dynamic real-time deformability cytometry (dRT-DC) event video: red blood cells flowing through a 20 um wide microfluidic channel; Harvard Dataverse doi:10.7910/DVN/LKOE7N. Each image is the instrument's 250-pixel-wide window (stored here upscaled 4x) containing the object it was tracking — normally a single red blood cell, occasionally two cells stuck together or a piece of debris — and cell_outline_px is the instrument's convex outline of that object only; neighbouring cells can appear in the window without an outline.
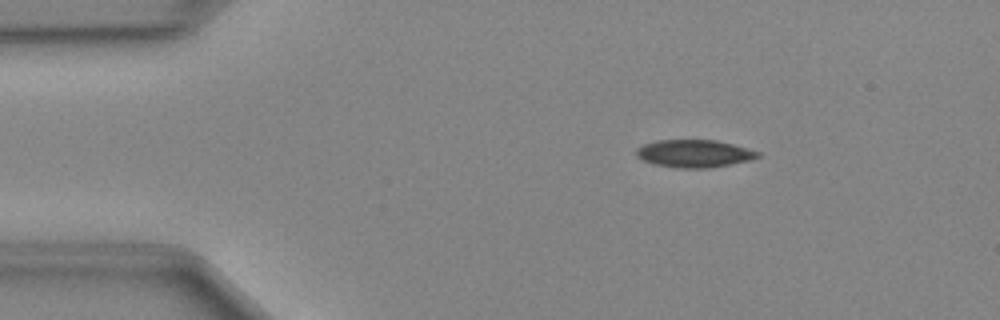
{"species": "Egyptian fruit bat (a non-hibernating species)", "species_latin": "Rousettus aegyptiacus", "temperature_condition": "cold", "stored_images_in_passage": 48, "camera_frame_rate_fps": 3000, "um_per_image_px": 0.085, "animal": {"sex": "female"}, "frame": {"image": 1, "passage_image": 8, "time_ms": 2.333, "image_size_px": [1000, 320], "cell_outline_px": [[760, 156], [752, 160], [708, 168], [676, 168], [656, 164], [644, 160], [636, 156], [636, 148], [644, 144], [656, 140], [716, 140], [732, 144], [760, 152]], "centroid_in_image_um": [59.01, 13.05], "position_along_channel_um": 26.0, "area_um2": 19.48}}
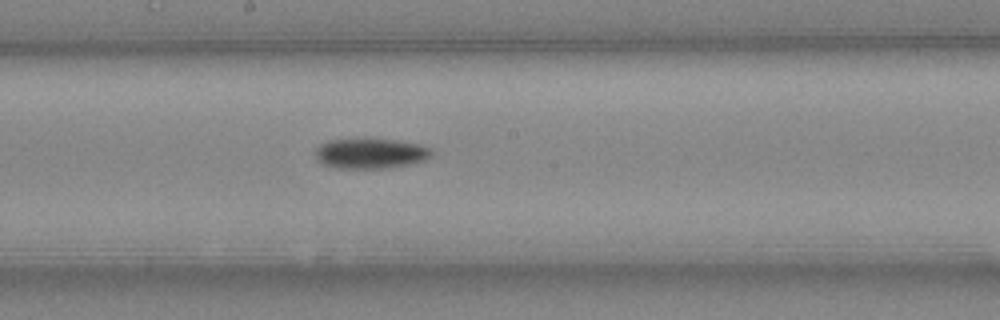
{"frame": {"image": 2, "passage_image": 26, "time_ms": 8.333, "image_size_px": [1000, 320], "cell_outline_px": [[436, 152], [428, 160], [412, 164], [392, 168], [336, 168], [324, 164], [316, 160], [316, 148], [320, 144], [328, 140], [364, 136], [400, 140], [420, 144], [432, 148]], "centroid_in_image_um": [31.56, 13.0], "position_along_channel_um": 216.6, "area_um2": 21.73}}
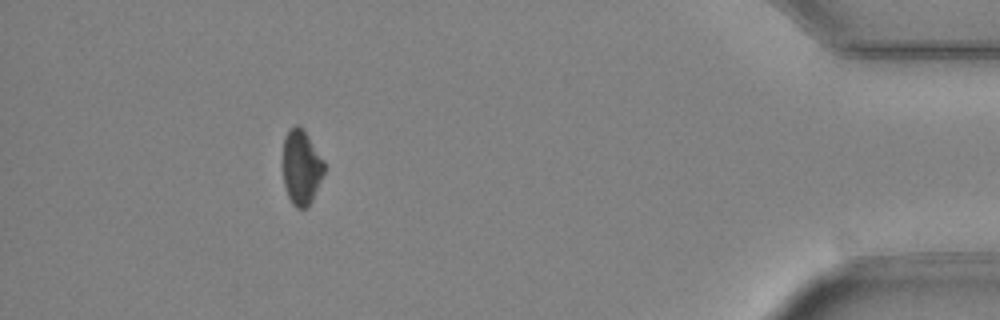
{"frame": {"image": 3, "passage_image": 44, "time_ms": 14.333, "image_size_px": [1000, 320], "cell_outline_px": [[324, 172], [312, 200], [304, 208], [296, 208], [292, 204], [288, 196], [284, 184], [284, 136], [288, 128], [296, 124], [304, 128], [324, 160]], "centroid_in_image_um": [25.62, 14.16], "position_along_channel_um": 409.6, "area_um2": 17.98}}